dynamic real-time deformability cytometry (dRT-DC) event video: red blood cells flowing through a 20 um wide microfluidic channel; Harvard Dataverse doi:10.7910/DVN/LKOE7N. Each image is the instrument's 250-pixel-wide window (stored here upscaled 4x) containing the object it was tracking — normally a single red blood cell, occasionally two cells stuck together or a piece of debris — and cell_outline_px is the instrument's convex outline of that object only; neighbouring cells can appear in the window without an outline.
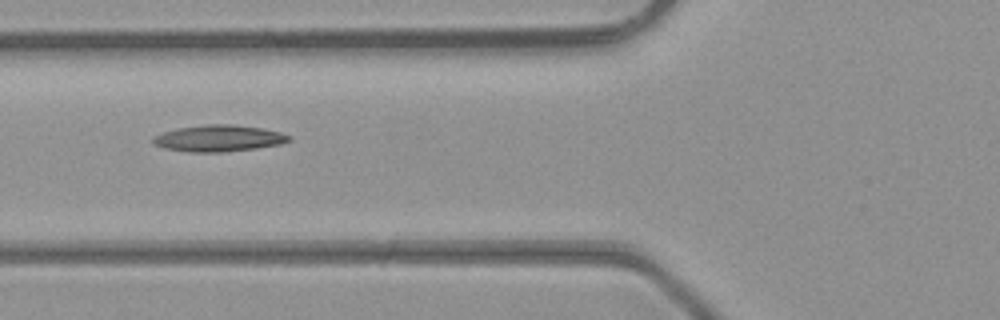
{"species": "common noctule bat (a hibernating species)", "species_latin": "Nyctalus noctula", "temperature_condition": "room temperature", "stored_images_in_passage": 5, "camera_frame_rate_fps": 3000, "um_per_image_px": 0.085, "animal": {"sex": "male", "body_mass_g": 23.1, "forearm_length_mm": 52.7}, "frame": {"image": 1, "passage_image": 5, "time_ms": 1.333, "image_size_px": [1000, 320], "cell_outline_px": [[292, 140], [280, 144], [256, 148], [224, 152], [188, 152], [164, 148], [152, 144], [152, 136], [176, 128], [204, 124], [232, 124], [260, 128], [280, 132], [292, 136]], "centroid_in_image_um": [18.56, 11.75], "position_along_channel_um": 107.2, "area_um2": 21.15}}